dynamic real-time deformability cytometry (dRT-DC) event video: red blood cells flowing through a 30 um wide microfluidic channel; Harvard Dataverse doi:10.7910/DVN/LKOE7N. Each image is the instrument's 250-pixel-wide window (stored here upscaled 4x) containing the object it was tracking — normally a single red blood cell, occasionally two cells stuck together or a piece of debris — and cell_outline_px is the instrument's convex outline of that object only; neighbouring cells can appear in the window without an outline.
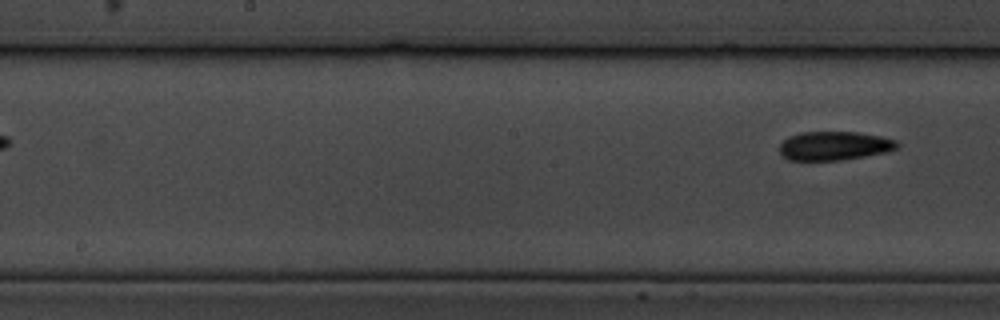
{"species": "common noctule bat (a hibernating species)", "species_latin": "Nyctalus noctula", "temperature_condition": "cold", "stored_images_in_passage": 10, "camera_frame_rate_fps": 3000, "um_per_image_px": 0.085, "animal": {"sex": "male", "body_mass_g": 19.5, "forearm_length_mm": 54.6}, "frame": {"image": 1, "passage_image": 10, "time_ms": 11.0, "image_size_px": [1000, 320], "cell_outline_px": [[900, 144], [896, 148], [884, 152], [864, 156], [840, 160], [788, 160], [780, 152], [780, 144], [788, 136], [800, 132], [856, 132], [880, 136], [896, 140]], "centroid_in_image_um": [70.89, 12.38], "position_along_channel_um": 177.3, "area_um2": 19.59}}